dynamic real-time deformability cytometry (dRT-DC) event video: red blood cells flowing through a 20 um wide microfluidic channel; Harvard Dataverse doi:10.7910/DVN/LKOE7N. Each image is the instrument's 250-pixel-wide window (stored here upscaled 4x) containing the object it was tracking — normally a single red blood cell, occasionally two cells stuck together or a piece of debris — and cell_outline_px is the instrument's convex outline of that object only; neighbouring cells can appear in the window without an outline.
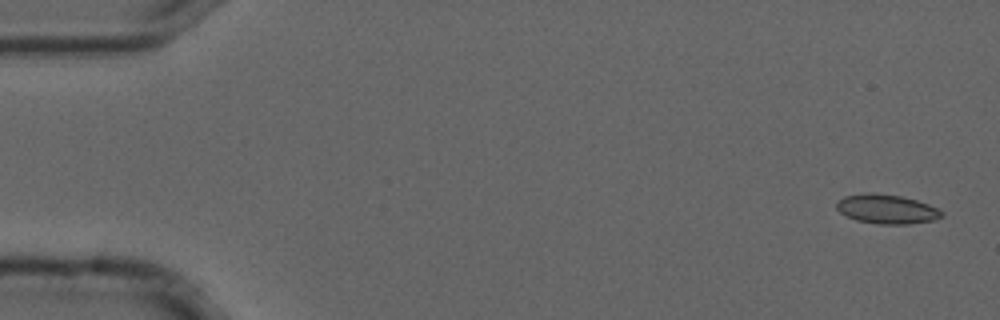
{"species": "common noctule bat (a hibernating species)", "species_latin": "Nyctalus noctula", "temperature_condition": "cold", "stored_images_in_passage": 5, "camera_frame_rate_fps": 3000, "um_per_image_px": 0.085, "animal": {"sex": "male", "forearm_length_mm": 52.5}, "frame": {"image": 1, "passage_image": 1, "time_ms": 0.0, "image_size_px": [1000, 320], "cell_outline_px": [[944, 216], [932, 220], [908, 224], [876, 224], [856, 220], [840, 212], [836, 208], [836, 204], [844, 196], [864, 192], [872, 192], [900, 196], [916, 200], [928, 204], [944, 212]], "centroid_in_image_um": [75.36, 17.77], "position_along_channel_um": 9.6, "area_um2": 17.92}}
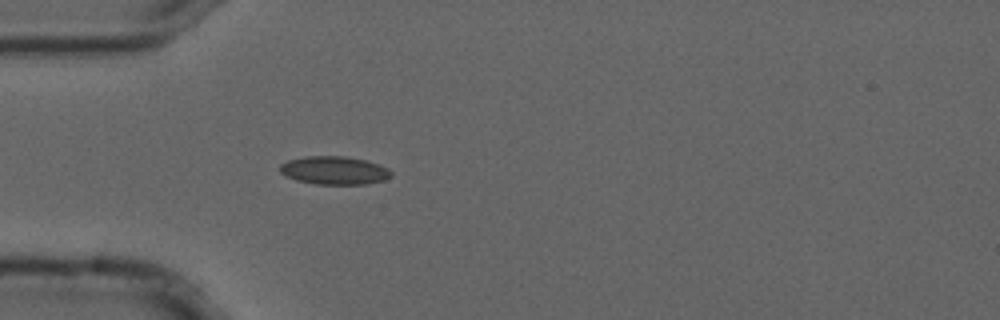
{"frame": {"image": 2, "passage_image": 5, "time_ms": 1.333, "image_size_px": [1000, 320], "cell_outline_px": [[392, 176], [384, 180], [364, 184], [316, 184], [296, 180], [280, 172], [280, 164], [288, 160], [304, 156], [344, 156], [364, 160], [380, 164], [388, 168], [392, 172]], "centroid_in_image_um": [28.43, 14.48], "position_along_channel_um": 56.6, "area_um2": 18.26}}